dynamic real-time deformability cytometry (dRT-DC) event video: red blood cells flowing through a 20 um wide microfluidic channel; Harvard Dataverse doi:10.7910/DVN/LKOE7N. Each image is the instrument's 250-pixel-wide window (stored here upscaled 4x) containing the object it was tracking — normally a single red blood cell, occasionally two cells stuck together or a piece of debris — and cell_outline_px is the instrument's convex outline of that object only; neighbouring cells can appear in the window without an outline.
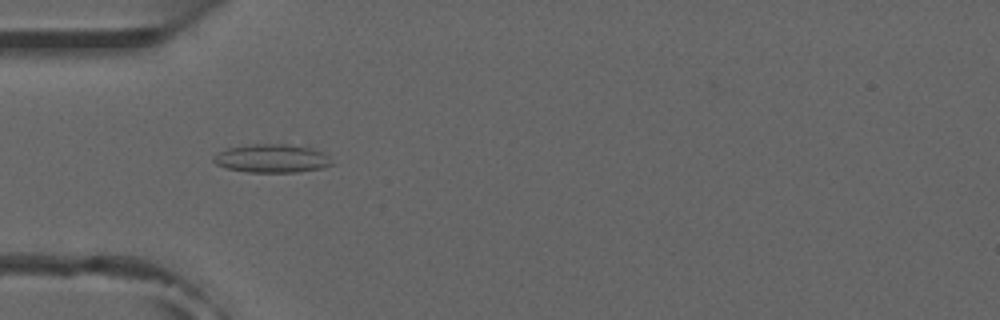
{"species": "common noctule bat (a hibernating species)", "species_latin": "Nyctalus noctula", "temperature_condition": "room temperature", "stored_images_in_passage": 52, "camera_frame_rate_fps": 3000, "um_per_image_px": 0.085, "animal": {"sex": "male", "forearm_length_mm": 52.5}, "frame": {"image": 1, "passage_image": 16, "time_ms": 5.0, "image_size_px": [1000, 320], "cell_outline_px": [[332, 164], [324, 168], [296, 172], [248, 172], [228, 168], [216, 164], [212, 160], [212, 156], [228, 148], [252, 144], [288, 144], [312, 148], [324, 152], [328, 156]], "centroid_in_image_um": [23.12, 13.46], "position_along_channel_um": 61.9, "area_um2": 19.54}}
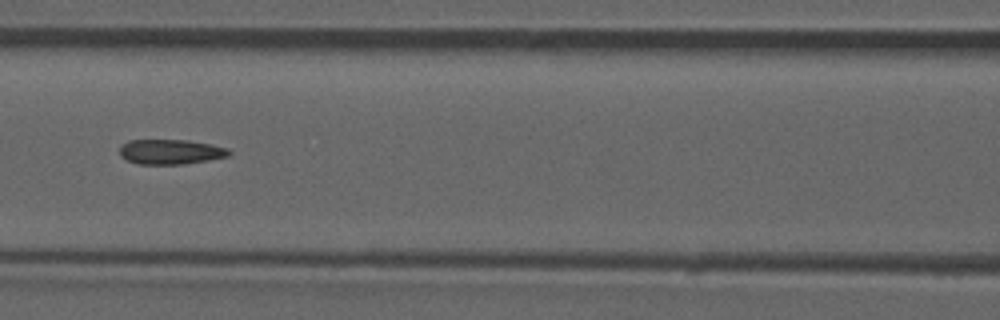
{"frame": {"image": 2, "passage_image": 23, "time_ms": 7.333, "image_size_px": [1000, 320], "cell_outline_px": [[232, 152], [228, 156], [208, 160], [184, 164], [140, 164], [128, 160], [120, 156], [120, 148], [128, 140], [188, 140], [228, 148]], "centroid_in_image_um": [14.51, 12.9], "position_along_channel_um": 152.1, "area_um2": 15.72}, "authors_computed_cell_mechanics": {"area_um2": 16.3285, "velocity_mm_per_s": 3.9243, "shape_relaxation_time_tau1_ms": null, "shape_relaxation_time_tau2_ms": 3.2148, "deformation_change_tau1": null, "deformation_change_tau2": 0.1063}}